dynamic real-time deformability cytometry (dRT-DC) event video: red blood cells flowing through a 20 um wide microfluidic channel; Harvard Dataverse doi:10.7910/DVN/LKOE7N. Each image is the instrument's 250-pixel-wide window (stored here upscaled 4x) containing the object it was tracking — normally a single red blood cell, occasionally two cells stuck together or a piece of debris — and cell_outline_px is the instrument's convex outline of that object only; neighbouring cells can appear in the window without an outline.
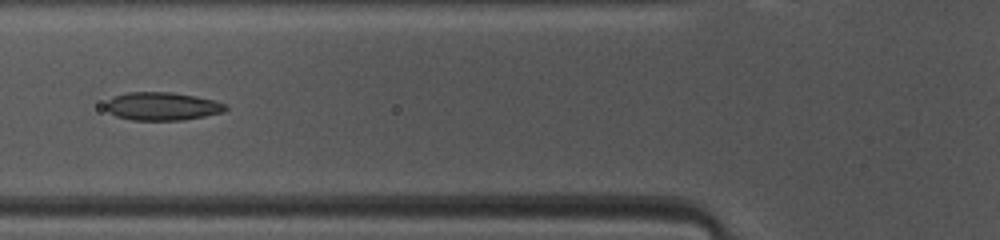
{"species": "common noctule bat (a hibernating species)", "species_latin": "Nyctalus noctula", "temperature_condition": "warm", "stored_images_in_passage": 25, "camera_frame_rate_fps": 3000, "um_per_image_px": 0.085, "animal": {"sex": "female", "body_mass_g": 10.0, "forearm_length_mm": 53.1}, "frame": {"image": 1, "passage_image": 11, "time_ms": 3.333, "image_size_px": [1000, 240], "cell_outline_px": [[228, 108], [224, 112], [184, 120], [132, 120], [116, 116], [108, 112], [104, 104], [112, 96], [128, 92], [172, 92], [196, 96], [228, 104]], "centroid_in_image_um": [13.77, 9.03], "position_along_channel_um": 112.0, "area_um2": 19.83}}
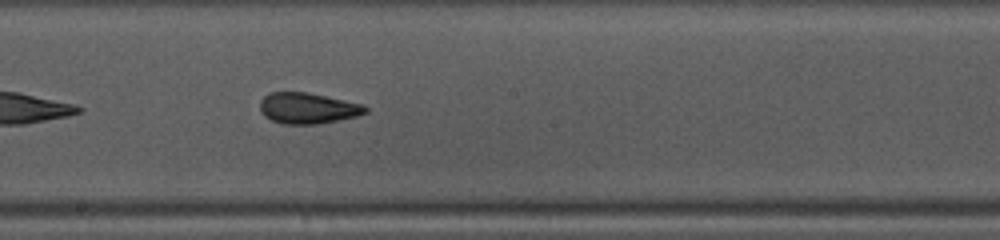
{"frame": {"image": 2, "passage_image": 19, "time_ms": 6.0, "image_size_px": [1000, 240], "cell_outline_px": [[368, 112], [356, 116], [316, 124], [284, 124], [272, 120], [264, 116], [260, 112], [260, 100], [268, 92], [304, 92], [364, 104], [368, 108]], "centroid_in_image_um": [26.13, 9.19], "position_along_channel_um": 222.1, "area_um2": 18.9}}
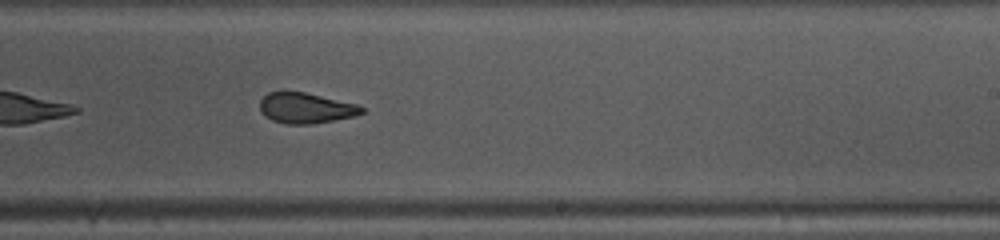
{"frame": {"image": 3, "passage_image": 22, "time_ms": 7.0, "image_size_px": [1000, 240], "cell_outline_px": [[364, 112], [356, 116], [312, 124], [288, 124], [272, 120], [264, 116], [260, 112], [260, 100], [268, 92], [304, 92], [356, 104], [364, 108]], "centroid_in_image_um": [25.98, 9.19], "position_along_channel_um": 263.0, "area_um2": 18.03}}